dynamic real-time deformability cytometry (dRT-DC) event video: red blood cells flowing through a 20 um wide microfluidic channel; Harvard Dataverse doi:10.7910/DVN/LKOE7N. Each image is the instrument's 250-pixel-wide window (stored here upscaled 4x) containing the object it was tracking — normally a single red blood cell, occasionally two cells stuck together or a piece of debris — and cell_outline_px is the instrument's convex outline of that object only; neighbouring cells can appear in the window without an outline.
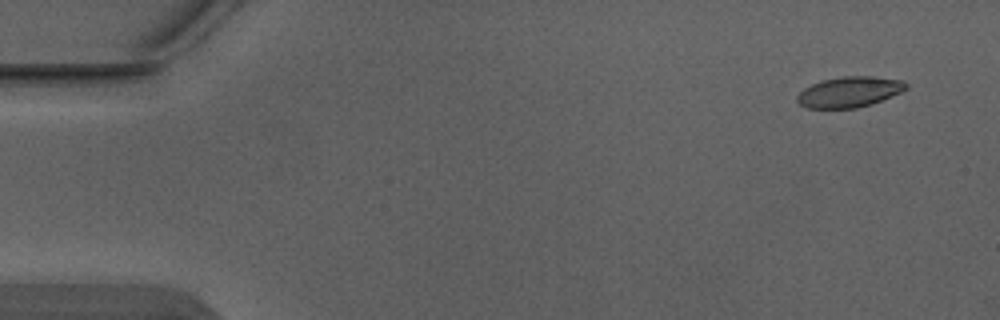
{"species": "Egyptian fruit bat (a non-hibernating species)", "species_latin": "Rousettus aegyptiacus", "temperature_condition": "warm", "stored_images_in_passage": 5, "segment_of_instrument_passage": [2, 2], "camera_frame_rate_fps": 3000, "um_per_image_px": 0.085, "animal": {"sex": "male"}, "frame": {"image": 1, "passage_image": 5, "time_ms": 1.333, "image_size_px": [1000, 320], "cell_outline_px": [[908, 88], [900, 92], [872, 104], [856, 108], [808, 108], [800, 104], [796, 100], [796, 96], [804, 88], [820, 80], [844, 76], [868, 76], [904, 80], [908, 84]], "centroid_in_image_um": [72.19, 7.81], "position_along_channel_um": 12.8, "area_um2": 19.42}}